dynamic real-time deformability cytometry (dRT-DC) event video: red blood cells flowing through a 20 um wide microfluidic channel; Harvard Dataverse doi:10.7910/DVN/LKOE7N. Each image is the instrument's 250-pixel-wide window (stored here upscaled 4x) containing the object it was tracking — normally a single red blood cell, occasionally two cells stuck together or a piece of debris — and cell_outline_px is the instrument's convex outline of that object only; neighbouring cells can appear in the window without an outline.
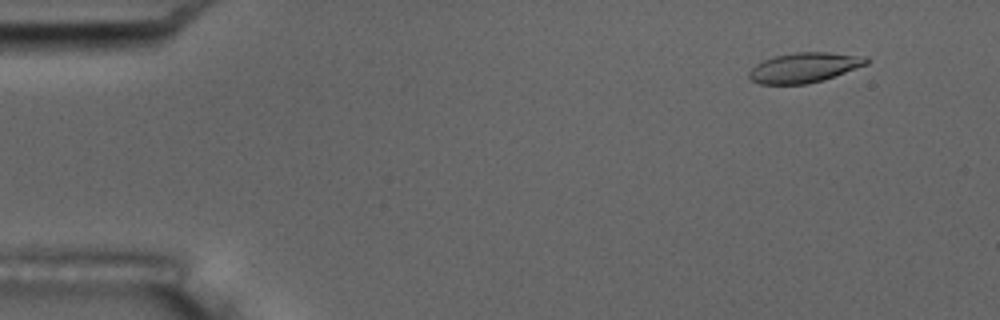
{"species": "common noctule bat (a hibernating species)", "species_latin": "Nyctalus noctula", "temperature_condition": "room temperature", "stored_images_in_passage": 5, "camera_frame_rate_fps": 3000, "um_per_image_px": 0.085, "animal": {"sex": "male", "body_mass_g": 17.5, "forearm_length_mm": 52.3}, "frame": {"image": 1, "passage_image": 2, "time_ms": 1.0, "image_size_px": [1000, 320], "cell_outline_px": [[868, 64], [824, 80], [808, 84], [760, 84], [752, 80], [748, 76], [748, 72], [756, 64], [764, 60], [776, 56], [796, 52], [828, 52], [868, 56]], "centroid_in_image_um": [68.39, 5.74], "position_along_channel_um": 16.6, "area_um2": 20.52}}
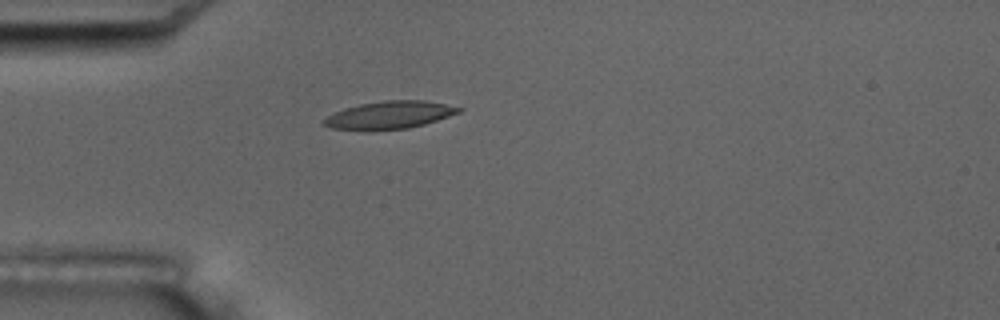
{"frame": {"image": 2, "passage_image": 5, "time_ms": 4.667, "image_size_px": [1000, 320], "cell_outline_px": [[464, 108], [460, 112], [424, 124], [408, 128], [332, 128], [324, 124], [324, 120], [328, 116], [344, 108], [360, 104], [384, 100], [424, 100]], "centroid_in_image_um": [33.17, 9.73], "position_along_channel_um": 51.8, "area_um2": 20.75}}